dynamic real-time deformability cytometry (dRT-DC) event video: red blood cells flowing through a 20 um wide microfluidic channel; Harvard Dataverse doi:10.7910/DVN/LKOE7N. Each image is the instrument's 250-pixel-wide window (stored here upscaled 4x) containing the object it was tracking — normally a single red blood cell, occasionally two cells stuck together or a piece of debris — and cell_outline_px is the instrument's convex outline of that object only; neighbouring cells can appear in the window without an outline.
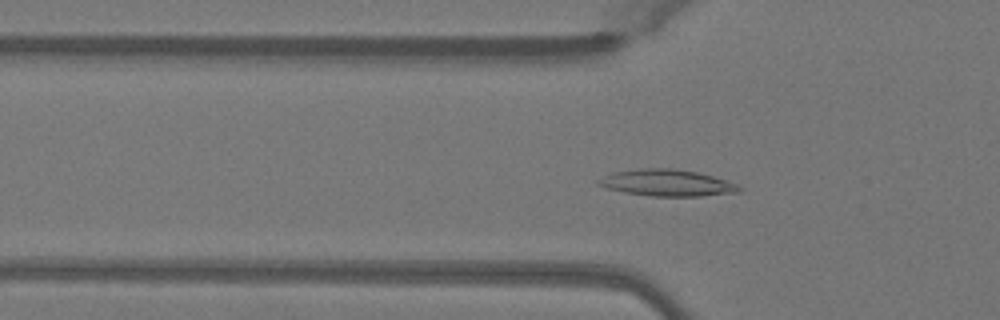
{"species": "Egyptian fruit bat (a non-hibernating species)", "species_latin": "Rousettus aegyptiacus", "temperature_condition": "warm", "stored_images_in_passage": 51, "camera_frame_rate_fps": 3000, "um_per_image_px": 0.085, "animal": {"sex": "female"}, "frame": {"image": 1, "passage_image": 17, "time_ms": 5.333, "image_size_px": [1000, 320], "cell_outline_px": [[744, 188], [740, 192], [700, 196], [648, 196], [624, 192], [608, 188], [596, 184], [596, 180], [612, 172], [640, 168], [672, 168], [696, 172], [712, 176], [740, 184]], "centroid_in_image_um": [56.72, 15.54], "position_along_channel_um": 69.1, "area_um2": 21.96}}
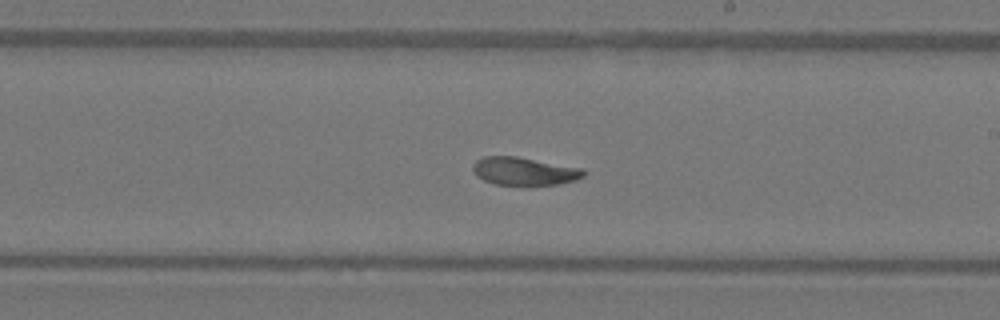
{"frame": {"image": 2, "passage_image": 30, "time_ms": 9.667, "image_size_px": [1000, 320], "cell_outline_px": [[588, 172], [584, 176], [576, 180], [556, 184], [524, 188], [496, 184], [484, 180], [476, 176], [472, 168], [472, 164], [476, 160], [484, 156], [516, 156], [584, 168]], "centroid_in_image_um": [44.58, 14.59], "position_along_channel_um": 244.4, "area_um2": 18.9}}
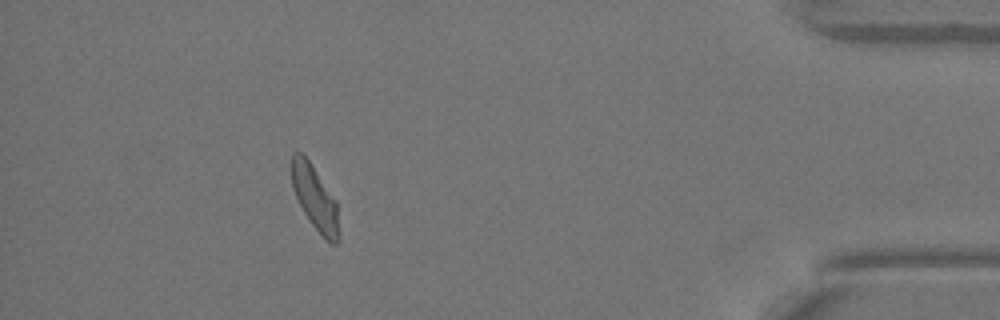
{"frame": {"image": 3, "passage_image": 46, "time_ms": 15.0, "image_size_px": [1000, 320], "cell_outline_px": [[340, 236], [336, 244], [332, 244], [324, 240], [312, 224], [304, 212], [292, 188], [292, 152], [300, 152], [308, 160], [336, 200], [340, 232]], "centroid_in_image_um": [26.8, 16.89], "position_along_channel_um": 408.4, "area_um2": 17.57}, "authors_computed_cell_mechanics": {"area_um2": 18.9006, "velocity_mm_per_s": 4.0416, "shape_relaxation_time_tau1_ms": 4.9151, "shape_relaxation_time_tau2_ms": 2.6593, "deformation_change_tau1": 0.1602, "deformation_change_tau2": 0.0739}}